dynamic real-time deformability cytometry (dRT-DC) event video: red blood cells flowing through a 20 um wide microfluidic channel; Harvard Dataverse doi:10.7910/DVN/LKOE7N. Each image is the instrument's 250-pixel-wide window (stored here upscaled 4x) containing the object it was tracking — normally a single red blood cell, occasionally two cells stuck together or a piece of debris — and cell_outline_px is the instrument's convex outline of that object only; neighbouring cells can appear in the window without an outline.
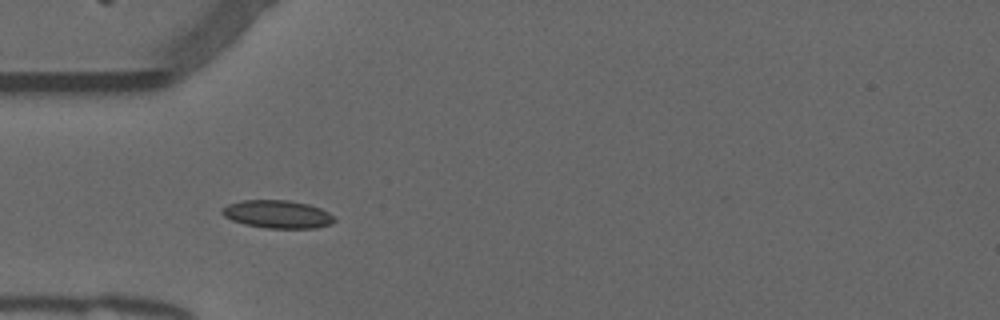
{"species": "common noctule bat (a hibernating species)", "species_latin": "Nyctalus noctula", "temperature_condition": "warm", "stored_images_in_passage": 38, "camera_frame_rate_fps": 3000, "um_per_image_px": 0.085, "animal": {"sex": "male", "forearm_length_mm": 52.5}, "frame": {"image": 1, "passage_image": 1, "time_ms": 0.0, "image_size_px": [1000, 320], "cell_outline_px": [[336, 220], [332, 224], [316, 228], [264, 228], [244, 224], [232, 220], [224, 216], [220, 212], [228, 204], [240, 200], [288, 200], [308, 204], [320, 208], [336, 216]], "centroid_in_image_um": [23.61, 18.21], "position_along_channel_um": 61.4, "area_um2": 18.44}}
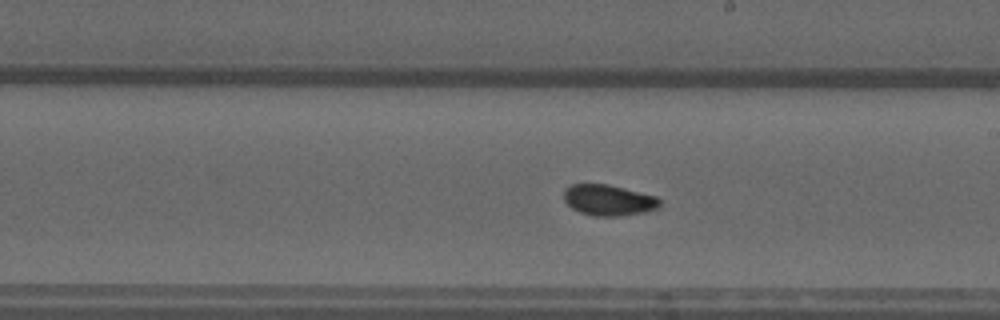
{"frame": {"image": 2, "passage_image": 15, "time_ms": 4.667, "image_size_px": [1000, 320], "cell_outline_px": [[660, 204], [656, 208], [644, 212], [620, 216], [592, 216], [580, 212], [572, 208], [564, 200], [564, 188], [572, 184], [608, 184], [656, 196], [660, 200]], "centroid_in_image_um": [51.7, 17.01], "position_along_channel_um": 237.3, "area_um2": 17.22}}
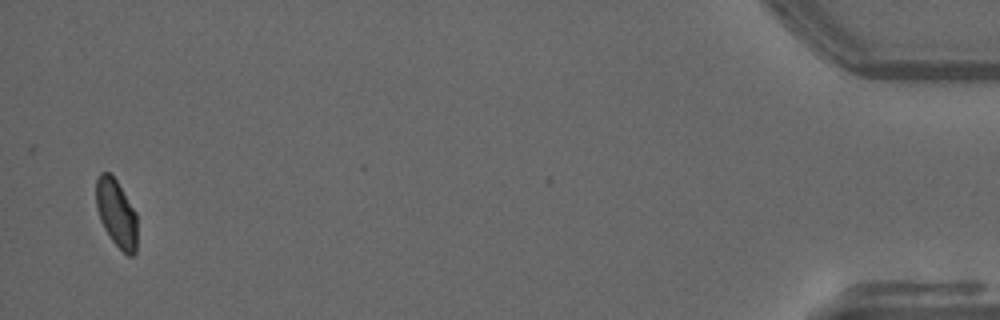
{"frame": {"image": 3, "passage_image": 37, "time_ms": 12.0, "image_size_px": [1000, 320], "cell_outline_px": [[136, 252], [132, 256], [128, 256], [112, 240], [104, 228], [100, 220], [96, 208], [96, 176], [100, 172], [108, 172], [116, 180], [136, 212]], "centroid_in_image_um": [9.87, 18.11], "position_along_channel_um": 425.3, "area_um2": 16.13}, "authors_computed_cell_mechanics": {"area_um2": 17.0221, "velocity_mm_per_s": 3.8101, "shape_relaxation_time_tau1_ms": 6.6226, "shape_relaxation_time_tau2_ms": 1.2172, "deformation_change_tau1": 0.183, "deformation_change_tau2": 0.0443}}